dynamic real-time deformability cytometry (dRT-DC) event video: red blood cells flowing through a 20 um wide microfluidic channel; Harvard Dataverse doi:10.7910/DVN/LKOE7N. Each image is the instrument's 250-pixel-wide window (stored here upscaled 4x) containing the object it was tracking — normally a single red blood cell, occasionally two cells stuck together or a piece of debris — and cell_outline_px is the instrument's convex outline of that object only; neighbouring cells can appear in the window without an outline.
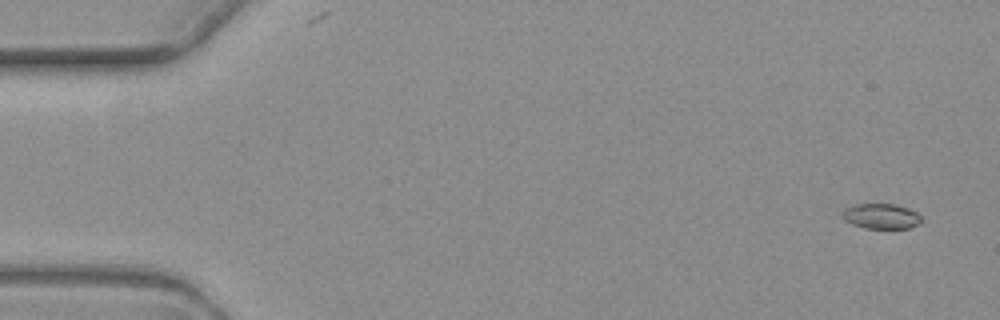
{"species": "common noctule bat (a hibernating species)", "species_latin": "Nyctalus noctula", "temperature_condition": "warm", "stored_images_in_passage": 6, "camera_frame_rate_fps": 3000, "um_per_image_px": 0.085, "animal": {"sex": "female", "body_mass_g": 19.3, "forearm_length_mm": 54.1}, "frame": {"image": 1, "passage_image": 1, "time_ms": 0.0, "image_size_px": [1000, 320], "cell_outline_px": [[924, 220], [908, 228], [864, 228], [852, 224], [844, 220], [840, 216], [844, 208], [856, 204], [892, 204], [908, 208], [916, 212]], "centroid_in_image_um": [74.86, 18.37], "position_along_channel_um": 10.1, "area_um2": 11.62}}
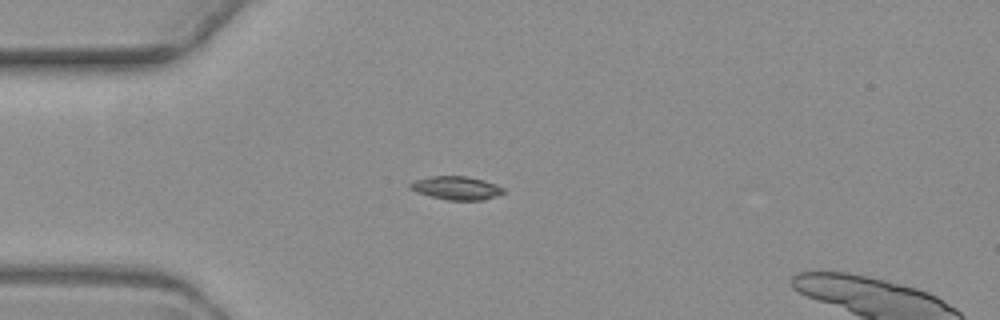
{"frame": {"image": 2, "passage_image": 4, "time_ms": 4.333, "image_size_px": [1000, 320], "cell_outline_px": [[504, 192], [484, 200], [448, 200], [416, 192], [408, 188], [408, 184], [412, 180], [432, 176], [464, 176], [484, 180], [496, 184], [504, 188]], "centroid_in_image_um": [38.75, 15.97], "position_along_channel_um": 46.3, "area_um2": 12.72}}